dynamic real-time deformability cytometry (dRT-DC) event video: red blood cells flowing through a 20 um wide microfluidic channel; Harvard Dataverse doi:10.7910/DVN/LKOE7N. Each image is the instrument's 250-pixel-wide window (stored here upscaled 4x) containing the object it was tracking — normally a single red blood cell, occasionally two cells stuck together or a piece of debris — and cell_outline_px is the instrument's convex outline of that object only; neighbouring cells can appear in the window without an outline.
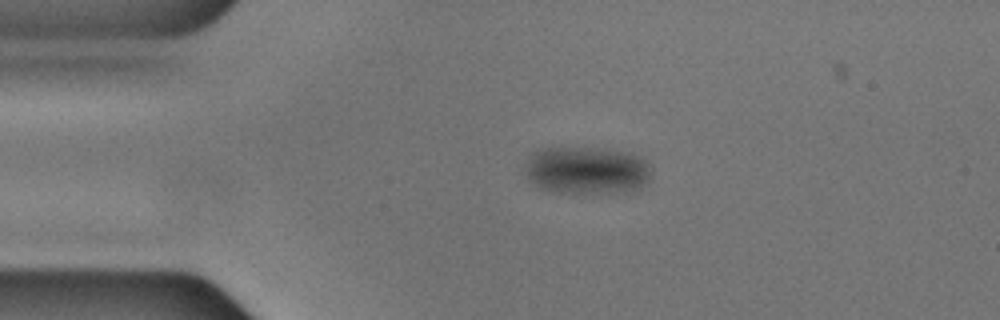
{"species": "common noctule bat (a hibernating species)", "species_latin": "Nyctalus noctula", "temperature_condition": "cold", "stored_images_in_passage": 45, "camera_frame_rate_fps": 3000, "um_per_image_px": 0.085, "animal": {"sex": "male", "body_mass_g": 17.9, "forearm_length_mm": 54.2}, "frame": {"image": 1, "passage_image": 1, "time_ms": 0.0, "image_size_px": [1000, 320], "cell_outline_px": [[652, 176], [640, 188], [612, 192], [560, 192], [544, 188], [536, 184], [528, 176], [528, 160], [536, 152], [544, 148], [596, 148], [632, 152], [640, 156], [648, 164]], "centroid_in_image_um": [49.97, 14.45], "position_along_channel_um": 35.0, "area_um2": 34.1}}
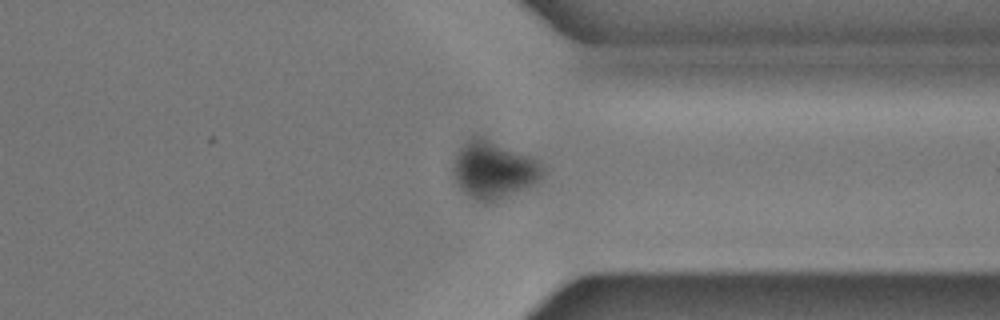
{"frame": {"image": 2, "passage_image": 32, "time_ms": 10.333, "image_size_px": [1000, 320], "cell_outline_px": [[544, 176], [540, 180], [532, 184], [496, 200], [476, 200], [464, 192], [460, 188], [452, 176], [452, 160], [460, 148], [472, 136], [480, 136], [528, 156], [536, 160], [544, 168]], "centroid_in_image_um": [41.9, 14.42], "position_along_channel_um": 369.5, "area_um2": 29.19}}
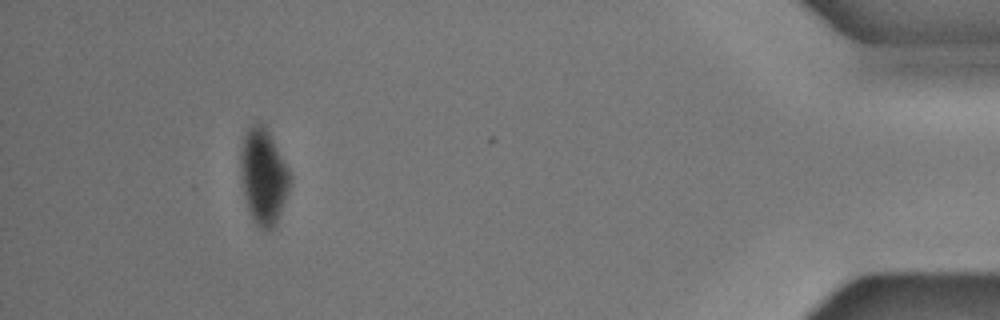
{"frame": {"image": 3, "passage_image": 41, "time_ms": 13.333, "image_size_px": [1000, 320], "cell_outline_px": [[292, 180], [288, 192], [280, 212], [272, 228], [264, 232], [256, 224], [248, 208], [244, 192], [240, 172], [240, 148], [244, 136], [248, 128], [256, 120], [268, 132], [288, 168]], "centroid_in_image_um": [22.38, 14.99], "position_along_channel_um": 412.8, "area_um2": 27.05}}